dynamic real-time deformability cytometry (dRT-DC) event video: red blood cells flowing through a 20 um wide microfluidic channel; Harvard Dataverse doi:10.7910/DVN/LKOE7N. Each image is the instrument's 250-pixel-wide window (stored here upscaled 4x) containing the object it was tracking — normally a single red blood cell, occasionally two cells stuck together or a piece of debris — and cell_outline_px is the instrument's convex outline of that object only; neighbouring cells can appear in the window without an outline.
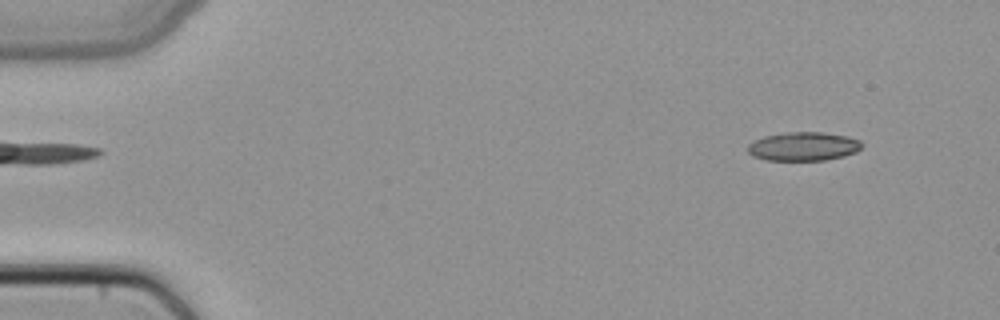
{"species": "common noctule bat (a hibernating species)", "species_latin": "Nyctalus noctula", "temperature_condition": "cold", "stored_images_in_passage": 6, "camera_frame_rate_fps": 3000, "um_per_image_px": 0.085, "animal": {"sex": "female", "body_mass_g": 22.7, "forearm_length_mm": 54.2}, "frame": {"image": 1, "passage_image": 2, "time_ms": 0.333, "image_size_px": [1000, 320], "cell_outline_px": [[864, 144], [856, 152], [844, 156], [824, 160], [764, 160], [752, 156], [748, 152], [748, 144], [752, 140], [764, 136], [784, 132], [820, 132], [848, 136], [860, 140]], "centroid_in_image_um": [68.27, 12.44], "position_along_channel_um": 16.7, "area_um2": 19.31}}
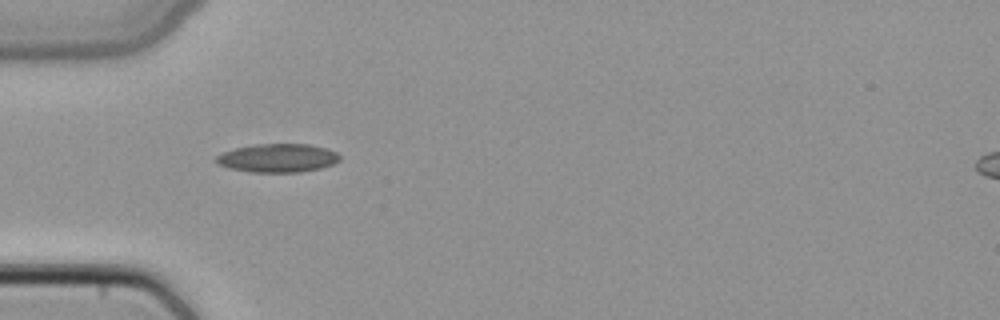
{"frame": {"image": 2, "passage_image": 5, "time_ms": 1.333, "image_size_px": [1000, 320], "cell_outline_px": [[340, 160], [332, 164], [320, 168], [300, 172], [248, 172], [216, 164], [216, 156], [224, 152], [236, 148], [256, 144], [308, 144], [324, 148], [336, 152], [340, 156]], "centroid_in_image_um": [23.6, 13.43], "position_along_channel_um": 61.4, "area_um2": 20.35}}
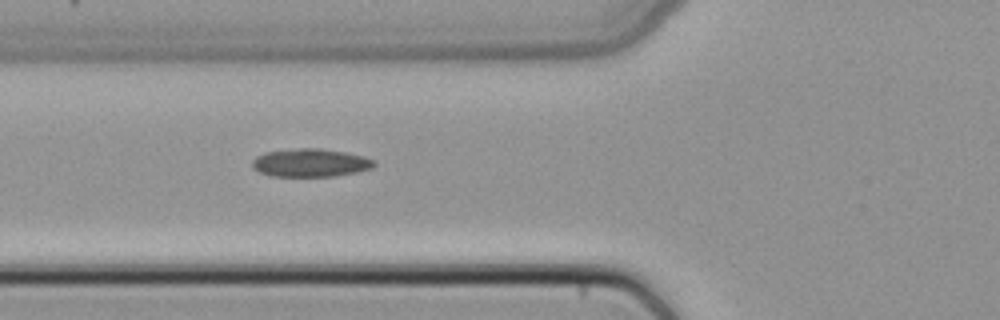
{"frame": {"image": 3, "passage_image": 6, "time_ms": 1.667, "image_size_px": [1000, 320], "cell_outline_px": [[376, 164], [372, 168], [356, 172], [336, 176], [272, 176], [260, 172], [252, 168], [252, 160], [256, 156], [268, 152], [300, 148], [320, 148], [344, 152], [364, 156], [372, 160]], "centroid_in_image_um": [26.38, 13.84], "position_along_channel_um": 99.4, "area_um2": 19.83}}